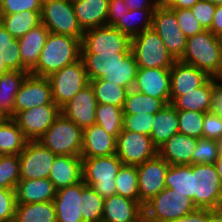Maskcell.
Listing matches in <instances>:
<instances>
[{
	"label": "cell",
	"mask_w": 222,
	"mask_h": 222,
	"mask_svg": "<svg viewBox=\"0 0 222 222\" xmlns=\"http://www.w3.org/2000/svg\"><path fill=\"white\" fill-rule=\"evenodd\" d=\"M96 106L95 93L89 83L61 108V113L83 130L95 124Z\"/></svg>",
	"instance_id": "17"
},
{
	"label": "cell",
	"mask_w": 222,
	"mask_h": 222,
	"mask_svg": "<svg viewBox=\"0 0 222 222\" xmlns=\"http://www.w3.org/2000/svg\"><path fill=\"white\" fill-rule=\"evenodd\" d=\"M214 165H215L216 171L219 175V178H220V181H221V184H222V155H219V157L215 161Z\"/></svg>",
	"instance_id": "60"
},
{
	"label": "cell",
	"mask_w": 222,
	"mask_h": 222,
	"mask_svg": "<svg viewBox=\"0 0 222 222\" xmlns=\"http://www.w3.org/2000/svg\"><path fill=\"white\" fill-rule=\"evenodd\" d=\"M192 14L204 27L205 30H209L213 21V16L216 10V5L206 1L199 0L193 7L190 8Z\"/></svg>",
	"instance_id": "51"
},
{
	"label": "cell",
	"mask_w": 222,
	"mask_h": 222,
	"mask_svg": "<svg viewBox=\"0 0 222 222\" xmlns=\"http://www.w3.org/2000/svg\"><path fill=\"white\" fill-rule=\"evenodd\" d=\"M158 149L148 135L122 130L117 138L116 155L124 165H140L154 158Z\"/></svg>",
	"instance_id": "13"
},
{
	"label": "cell",
	"mask_w": 222,
	"mask_h": 222,
	"mask_svg": "<svg viewBox=\"0 0 222 222\" xmlns=\"http://www.w3.org/2000/svg\"><path fill=\"white\" fill-rule=\"evenodd\" d=\"M81 197L83 198V222H102L104 198L93 187L81 181Z\"/></svg>",
	"instance_id": "43"
},
{
	"label": "cell",
	"mask_w": 222,
	"mask_h": 222,
	"mask_svg": "<svg viewBox=\"0 0 222 222\" xmlns=\"http://www.w3.org/2000/svg\"><path fill=\"white\" fill-rule=\"evenodd\" d=\"M203 137L216 141L222 138V118L211 111L204 116Z\"/></svg>",
	"instance_id": "52"
},
{
	"label": "cell",
	"mask_w": 222,
	"mask_h": 222,
	"mask_svg": "<svg viewBox=\"0 0 222 222\" xmlns=\"http://www.w3.org/2000/svg\"><path fill=\"white\" fill-rule=\"evenodd\" d=\"M165 105L161 99L129 89L122 111L124 115L156 114Z\"/></svg>",
	"instance_id": "36"
},
{
	"label": "cell",
	"mask_w": 222,
	"mask_h": 222,
	"mask_svg": "<svg viewBox=\"0 0 222 222\" xmlns=\"http://www.w3.org/2000/svg\"><path fill=\"white\" fill-rule=\"evenodd\" d=\"M15 222H57L53 201L16 204Z\"/></svg>",
	"instance_id": "34"
},
{
	"label": "cell",
	"mask_w": 222,
	"mask_h": 222,
	"mask_svg": "<svg viewBox=\"0 0 222 222\" xmlns=\"http://www.w3.org/2000/svg\"><path fill=\"white\" fill-rule=\"evenodd\" d=\"M8 71L10 70L6 67L4 61L0 59V76L4 73H7Z\"/></svg>",
	"instance_id": "62"
},
{
	"label": "cell",
	"mask_w": 222,
	"mask_h": 222,
	"mask_svg": "<svg viewBox=\"0 0 222 222\" xmlns=\"http://www.w3.org/2000/svg\"><path fill=\"white\" fill-rule=\"evenodd\" d=\"M19 181V154L0 155V188L15 189Z\"/></svg>",
	"instance_id": "44"
},
{
	"label": "cell",
	"mask_w": 222,
	"mask_h": 222,
	"mask_svg": "<svg viewBox=\"0 0 222 222\" xmlns=\"http://www.w3.org/2000/svg\"><path fill=\"white\" fill-rule=\"evenodd\" d=\"M219 155H222V138L218 141Z\"/></svg>",
	"instance_id": "64"
},
{
	"label": "cell",
	"mask_w": 222,
	"mask_h": 222,
	"mask_svg": "<svg viewBox=\"0 0 222 222\" xmlns=\"http://www.w3.org/2000/svg\"><path fill=\"white\" fill-rule=\"evenodd\" d=\"M16 204L15 189L0 188V222L14 220Z\"/></svg>",
	"instance_id": "50"
},
{
	"label": "cell",
	"mask_w": 222,
	"mask_h": 222,
	"mask_svg": "<svg viewBox=\"0 0 222 222\" xmlns=\"http://www.w3.org/2000/svg\"><path fill=\"white\" fill-rule=\"evenodd\" d=\"M57 222H83V198L81 181L58 189L53 200Z\"/></svg>",
	"instance_id": "20"
},
{
	"label": "cell",
	"mask_w": 222,
	"mask_h": 222,
	"mask_svg": "<svg viewBox=\"0 0 222 222\" xmlns=\"http://www.w3.org/2000/svg\"><path fill=\"white\" fill-rule=\"evenodd\" d=\"M180 61L205 71L210 77L222 75V43L210 30L188 37Z\"/></svg>",
	"instance_id": "2"
},
{
	"label": "cell",
	"mask_w": 222,
	"mask_h": 222,
	"mask_svg": "<svg viewBox=\"0 0 222 222\" xmlns=\"http://www.w3.org/2000/svg\"><path fill=\"white\" fill-rule=\"evenodd\" d=\"M83 130L62 113L37 140L56 155L81 156Z\"/></svg>",
	"instance_id": "5"
},
{
	"label": "cell",
	"mask_w": 222,
	"mask_h": 222,
	"mask_svg": "<svg viewBox=\"0 0 222 222\" xmlns=\"http://www.w3.org/2000/svg\"><path fill=\"white\" fill-rule=\"evenodd\" d=\"M116 194L140 202L138 171L135 165H122L115 177Z\"/></svg>",
	"instance_id": "41"
},
{
	"label": "cell",
	"mask_w": 222,
	"mask_h": 222,
	"mask_svg": "<svg viewBox=\"0 0 222 222\" xmlns=\"http://www.w3.org/2000/svg\"><path fill=\"white\" fill-rule=\"evenodd\" d=\"M4 119V117L0 114V120Z\"/></svg>",
	"instance_id": "66"
},
{
	"label": "cell",
	"mask_w": 222,
	"mask_h": 222,
	"mask_svg": "<svg viewBox=\"0 0 222 222\" xmlns=\"http://www.w3.org/2000/svg\"><path fill=\"white\" fill-rule=\"evenodd\" d=\"M124 114L122 108L111 104H97L95 124L108 134L118 138L123 130Z\"/></svg>",
	"instance_id": "39"
},
{
	"label": "cell",
	"mask_w": 222,
	"mask_h": 222,
	"mask_svg": "<svg viewBox=\"0 0 222 222\" xmlns=\"http://www.w3.org/2000/svg\"><path fill=\"white\" fill-rule=\"evenodd\" d=\"M175 12L178 25L185 36L191 37L203 32L205 29L192 14L191 9H172Z\"/></svg>",
	"instance_id": "48"
},
{
	"label": "cell",
	"mask_w": 222,
	"mask_h": 222,
	"mask_svg": "<svg viewBox=\"0 0 222 222\" xmlns=\"http://www.w3.org/2000/svg\"><path fill=\"white\" fill-rule=\"evenodd\" d=\"M197 140L178 132L158 149V154L170 165H192Z\"/></svg>",
	"instance_id": "23"
},
{
	"label": "cell",
	"mask_w": 222,
	"mask_h": 222,
	"mask_svg": "<svg viewBox=\"0 0 222 222\" xmlns=\"http://www.w3.org/2000/svg\"><path fill=\"white\" fill-rule=\"evenodd\" d=\"M128 54L129 53H81L88 80L100 79L106 72L116 67Z\"/></svg>",
	"instance_id": "33"
},
{
	"label": "cell",
	"mask_w": 222,
	"mask_h": 222,
	"mask_svg": "<svg viewBox=\"0 0 222 222\" xmlns=\"http://www.w3.org/2000/svg\"><path fill=\"white\" fill-rule=\"evenodd\" d=\"M131 52L138 68L170 69L176 61L153 28L131 38Z\"/></svg>",
	"instance_id": "7"
},
{
	"label": "cell",
	"mask_w": 222,
	"mask_h": 222,
	"mask_svg": "<svg viewBox=\"0 0 222 222\" xmlns=\"http://www.w3.org/2000/svg\"><path fill=\"white\" fill-rule=\"evenodd\" d=\"M179 121V133L187 136L203 137V122L205 113L189 110H177Z\"/></svg>",
	"instance_id": "45"
},
{
	"label": "cell",
	"mask_w": 222,
	"mask_h": 222,
	"mask_svg": "<svg viewBox=\"0 0 222 222\" xmlns=\"http://www.w3.org/2000/svg\"><path fill=\"white\" fill-rule=\"evenodd\" d=\"M129 10L156 9V0H123Z\"/></svg>",
	"instance_id": "56"
},
{
	"label": "cell",
	"mask_w": 222,
	"mask_h": 222,
	"mask_svg": "<svg viewBox=\"0 0 222 222\" xmlns=\"http://www.w3.org/2000/svg\"><path fill=\"white\" fill-rule=\"evenodd\" d=\"M214 5H222V0H206Z\"/></svg>",
	"instance_id": "63"
},
{
	"label": "cell",
	"mask_w": 222,
	"mask_h": 222,
	"mask_svg": "<svg viewBox=\"0 0 222 222\" xmlns=\"http://www.w3.org/2000/svg\"><path fill=\"white\" fill-rule=\"evenodd\" d=\"M154 11L155 9L129 10L113 27L133 38L144 30L152 28Z\"/></svg>",
	"instance_id": "35"
},
{
	"label": "cell",
	"mask_w": 222,
	"mask_h": 222,
	"mask_svg": "<svg viewBox=\"0 0 222 222\" xmlns=\"http://www.w3.org/2000/svg\"><path fill=\"white\" fill-rule=\"evenodd\" d=\"M43 0H1L0 14H14L23 11H41Z\"/></svg>",
	"instance_id": "49"
},
{
	"label": "cell",
	"mask_w": 222,
	"mask_h": 222,
	"mask_svg": "<svg viewBox=\"0 0 222 222\" xmlns=\"http://www.w3.org/2000/svg\"><path fill=\"white\" fill-rule=\"evenodd\" d=\"M28 74L27 71H8L0 76V114L4 118L14 117L15 97Z\"/></svg>",
	"instance_id": "30"
},
{
	"label": "cell",
	"mask_w": 222,
	"mask_h": 222,
	"mask_svg": "<svg viewBox=\"0 0 222 222\" xmlns=\"http://www.w3.org/2000/svg\"><path fill=\"white\" fill-rule=\"evenodd\" d=\"M57 189L49 178L19 181L15 187L17 204L53 201Z\"/></svg>",
	"instance_id": "27"
},
{
	"label": "cell",
	"mask_w": 222,
	"mask_h": 222,
	"mask_svg": "<svg viewBox=\"0 0 222 222\" xmlns=\"http://www.w3.org/2000/svg\"><path fill=\"white\" fill-rule=\"evenodd\" d=\"M72 4L83 31L106 25L109 0H72Z\"/></svg>",
	"instance_id": "26"
},
{
	"label": "cell",
	"mask_w": 222,
	"mask_h": 222,
	"mask_svg": "<svg viewBox=\"0 0 222 222\" xmlns=\"http://www.w3.org/2000/svg\"><path fill=\"white\" fill-rule=\"evenodd\" d=\"M27 142L13 118L0 120V155L20 154Z\"/></svg>",
	"instance_id": "32"
},
{
	"label": "cell",
	"mask_w": 222,
	"mask_h": 222,
	"mask_svg": "<svg viewBox=\"0 0 222 222\" xmlns=\"http://www.w3.org/2000/svg\"><path fill=\"white\" fill-rule=\"evenodd\" d=\"M152 28L162 39L175 60H180L186 47L187 37L180 29L175 12L169 7L157 6L152 14Z\"/></svg>",
	"instance_id": "11"
},
{
	"label": "cell",
	"mask_w": 222,
	"mask_h": 222,
	"mask_svg": "<svg viewBox=\"0 0 222 222\" xmlns=\"http://www.w3.org/2000/svg\"><path fill=\"white\" fill-rule=\"evenodd\" d=\"M133 89L153 98L161 99L166 105L171 104L170 69L138 68Z\"/></svg>",
	"instance_id": "18"
},
{
	"label": "cell",
	"mask_w": 222,
	"mask_h": 222,
	"mask_svg": "<svg viewBox=\"0 0 222 222\" xmlns=\"http://www.w3.org/2000/svg\"><path fill=\"white\" fill-rule=\"evenodd\" d=\"M40 16L49 33L72 36L82 41L84 31L78 24L72 0H43Z\"/></svg>",
	"instance_id": "8"
},
{
	"label": "cell",
	"mask_w": 222,
	"mask_h": 222,
	"mask_svg": "<svg viewBox=\"0 0 222 222\" xmlns=\"http://www.w3.org/2000/svg\"><path fill=\"white\" fill-rule=\"evenodd\" d=\"M196 209L190 197L165 187L144 205V222H174Z\"/></svg>",
	"instance_id": "3"
},
{
	"label": "cell",
	"mask_w": 222,
	"mask_h": 222,
	"mask_svg": "<svg viewBox=\"0 0 222 222\" xmlns=\"http://www.w3.org/2000/svg\"><path fill=\"white\" fill-rule=\"evenodd\" d=\"M217 81L222 85V75L217 77Z\"/></svg>",
	"instance_id": "65"
},
{
	"label": "cell",
	"mask_w": 222,
	"mask_h": 222,
	"mask_svg": "<svg viewBox=\"0 0 222 222\" xmlns=\"http://www.w3.org/2000/svg\"><path fill=\"white\" fill-rule=\"evenodd\" d=\"M128 11L129 9L123 0H109L106 25L114 26Z\"/></svg>",
	"instance_id": "53"
},
{
	"label": "cell",
	"mask_w": 222,
	"mask_h": 222,
	"mask_svg": "<svg viewBox=\"0 0 222 222\" xmlns=\"http://www.w3.org/2000/svg\"><path fill=\"white\" fill-rule=\"evenodd\" d=\"M206 222H222V208L216 210L207 209Z\"/></svg>",
	"instance_id": "59"
},
{
	"label": "cell",
	"mask_w": 222,
	"mask_h": 222,
	"mask_svg": "<svg viewBox=\"0 0 222 222\" xmlns=\"http://www.w3.org/2000/svg\"><path fill=\"white\" fill-rule=\"evenodd\" d=\"M138 65L132 52H130L116 67L106 72L101 79L114 82L119 86L133 89Z\"/></svg>",
	"instance_id": "37"
},
{
	"label": "cell",
	"mask_w": 222,
	"mask_h": 222,
	"mask_svg": "<svg viewBox=\"0 0 222 222\" xmlns=\"http://www.w3.org/2000/svg\"><path fill=\"white\" fill-rule=\"evenodd\" d=\"M47 78L51 84L52 99L60 109L89 84L82 58Z\"/></svg>",
	"instance_id": "9"
},
{
	"label": "cell",
	"mask_w": 222,
	"mask_h": 222,
	"mask_svg": "<svg viewBox=\"0 0 222 222\" xmlns=\"http://www.w3.org/2000/svg\"><path fill=\"white\" fill-rule=\"evenodd\" d=\"M48 34L49 30L41 23L18 39L22 71L30 73L36 67Z\"/></svg>",
	"instance_id": "25"
},
{
	"label": "cell",
	"mask_w": 222,
	"mask_h": 222,
	"mask_svg": "<svg viewBox=\"0 0 222 222\" xmlns=\"http://www.w3.org/2000/svg\"><path fill=\"white\" fill-rule=\"evenodd\" d=\"M41 11H23L0 14V23L15 38L20 39L31 29L41 24Z\"/></svg>",
	"instance_id": "31"
},
{
	"label": "cell",
	"mask_w": 222,
	"mask_h": 222,
	"mask_svg": "<svg viewBox=\"0 0 222 222\" xmlns=\"http://www.w3.org/2000/svg\"><path fill=\"white\" fill-rule=\"evenodd\" d=\"M155 114L124 115L123 129L150 136Z\"/></svg>",
	"instance_id": "47"
},
{
	"label": "cell",
	"mask_w": 222,
	"mask_h": 222,
	"mask_svg": "<svg viewBox=\"0 0 222 222\" xmlns=\"http://www.w3.org/2000/svg\"><path fill=\"white\" fill-rule=\"evenodd\" d=\"M169 166L159 154L137 165L140 203L143 206L165 188Z\"/></svg>",
	"instance_id": "15"
},
{
	"label": "cell",
	"mask_w": 222,
	"mask_h": 222,
	"mask_svg": "<svg viewBox=\"0 0 222 222\" xmlns=\"http://www.w3.org/2000/svg\"><path fill=\"white\" fill-rule=\"evenodd\" d=\"M218 157V141L206 137L198 138L192 164H215Z\"/></svg>",
	"instance_id": "46"
},
{
	"label": "cell",
	"mask_w": 222,
	"mask_h": 222,
	"mask_svg": "<svg viewBox=\"0 0 222 222\" xmlns=\"http://www.w3.org/2000/svg\"><path fill=\"white\" fill-rule=\"evenodd\" d=\"M117 138L101 126L93 124L83 129L81 158L102 157L116 154Z\"/></svg>",
	"instance_id": "22"
},
{
	"label": "cell",
	"mask_w": 222,
	"mask_h": 222,
	"mask_svg": "<svg viewBox=\"0 0 222 222\" xmlns=\"http://www.w3.org/2000/svg\"><path fill=\"white\" fill-rule=\"evenodd\" d=\"M122 165L116 154L82 158L83 181L104 199L111 197L116 194L115 177Z\"/></svg>",
	"instance_id": "4"
},
{
	"label": "cell",
	"mask_w": 222,
	"mask_h": 222,
	"mask_svg": "<svg viewBox=\"0 0 222 222\" xmlns=\"http://www.w3.org/2000/svg\"><path fill=\"white\" fill-rule=\"evenodd\" d=\"M131 38L113 26L87 29L81 41V53H130Z\"/></svg>",
	"instance_id": "10"
},
{
	"label": "cell",
	"mask_w": 222,
	"mask_h": 222,
	"mask_svg": "<svg viewBox=\"0 0 222 222\" xmlns=\"http://www.w3.org/2000/svg\"><path fill=\"white\" fill-rule=\"evenodd\" d=\"M214 35H222V5H216L213 21L209 29Z\"/></svg>",
	"instance_id": "57"
},
{
	"label": "cell",
	"mask_w": 222,
	"mask_h": 222,
	"mask_svg": "<svg viewBox=\"0 0 222 222\" xmlns=\"http://www.w3.org/2000/svg\"><path fill=\"white\" fill-rule=\"evenodd\" d=\"M192 165H170L165 187L192 199Z\"/></svg>",
	"instance_id": "40"
},
{
	"label": "cell",
	"mask_w": 222,
	"mask_h": 222,
	"mask_svg": "<svg viewBox=\"0 0 222 222\" xmlns=\"http://www.w3.org/2000/svg\"><path fill=\"white\" fill-rule=\"evenodd\" d=\"M192 200L197 208H222V184L214 164H192Z\"/></svg>",
	"instance_id": "6"
},
{
	"label": "cell",
	"mask_w": 222,
	"mask_h": 222,
	"mask_svg": "<svg viewBox=\"0 0 222 222\" xmlns=\"http://www.w3.org/2000/svg\"><path fill=\"white\" fill-rule=\"evenodd\" d=\"M140 202L114 194L104 200L102 222H144Z\"/></svg>",
	"instance_id": "21"
},
{
	"label": "cell",
	"mask_w": 222,
	"mask_h": 222,
	"mask_svg": "<svg viewBox=\"0 0 222 222\" xmlns=\"http://www.w3.org/2000/svg\"><path fill=\"white\" fill-rule=\"evenodd\" d=\"M214 92V77H210L202 86L190 92H182L171 105L176 110H189L206 113L211 110Z\"/></svg>",
	"instance_id": "28"
},
{
	"label": "cell",
	"mask_w": 222,
	"mask_h": 222,
	"mask_svg": "<svg viewBox=\"0 0 222 222\" xmlns=\"http://www.w3.org/2000/svg\"><path fill=\"white\" fill-rule=\"evenodd\" d=\"M49 180L57 190L82 181L81 156L56 155L49 174Z\"/></svg>",
	"instance_id": "24"
},
{
	"label": "cell",
	"mask_w": 222,
	"mask_h": 222,
	"mask_svg": "<svg viewBox=\"0 0 222 222\" xmlns=\"http://www.w3.org/2000/svg\"><path fill=\"white\" fill-rule=\"evenodd\" d=\"M206 220H207V209L197 208L188 215L176 219L174 222H206Z\"/></svg>",
	"instance_id": "55"
},
{
	"label": "cell",
	"mask_w": 222,
	"mask_h": 222,
	"mask_svg": "<svg viewBox=\"0 0 222 222\" xmlns=\"http://www.w3.org/2000/svg\"><path fill=\"white\" fill-rule=\"evenodd\" d=\"M211 112L222 118V85L214 77V92L212 96Z\"/></svg>",
	"instance_id": "54"
},
{
	"label": "cell",
	"mask_w": 222,
	"mask_h": 222,
	"mask_svg": "<svg viewBox=\"0 0 222 222\" xmlns=\"http://www.w3.org/2000/svg\"><path fill=\"white\" fill-rule=\"evenodd\" d=\"M178 132L179 121L177 110L171 104H167L155 114L150 138L154 146L159 149Z\"/></svg>",
	"instance_id": "29"
},
{
	"label": "cell",
	"mask_w": 222,
	"mask_h": 222,
	"mask_svg": "<svg viewBox=\"0 0 222 222\" xmlns=\"http://www.w3.org/2000/svg\"><path fill=\"white\" fill-rule=\"evenodd\" d=\"M210 76L197 67L176 60L170 68V98L171 103L182 92H190L202 86Z\"/></svg>",
	"instance_id": "19"
},
{
	"label": "cell",
	"mask_w": 222,
	"mask_h": 222,
	"mask_svg": "<svg viewBox=\"0 0 222 222\" xmlns=\"http://www.w3.org/2000/svg\"><path fill=\"white\" fill-rule=\"evenodd\" d=\"M52 102V91L49 79L28 74L16 94L14 116L20 111Z\"/></svg>",
	"instance_id": "16"
},
{
	"label": "cell",
	"mask_w": 222,
	"mask_h": 222,
	"mask_svg": "<svg viewBox=\"0 0 222 222\" xmlns=\"http://www.w3.org/2000/svg\"><path fill=\"white\" fill-rule=\"evenodd\" d=\"M97 104H111L123 108L128 89L100 79L90 80Z\"/></svg>",
	"instance_id": "38"
},
{
	"label": "cell",
	"mask_w": 222,
	"mask_h": 222,
	"mask_svg": "<svg viewBox=\"0 0 222 222\" xmlns=\"http://www.w3.org/2000/svg\"><path fill=\"white\" fill-rule=\"evenodd\" d=\"M60 114L61 109L53 101L50 104L20 111L13 119L28 140H38Z\"/></svg>",
	"instance_id": "14"
},
{
	"label": "cell",
	"mask_w": 222,
	"mask_h": 222,
	"mask_svg": "<svg viewBox=\"0 0 222 222\" xmlns=\"http://www.w3.org/2000/svg\"><path fill=\"white\" fill-rule=\"evenodd\" d=\"M81 58V40L72 36L49 33L36 67L29 73L49 77Z\"/></svg>",
	"instance_id": "1"
},
{
	"label": "cell",
	"mask_w": 222,
	"mask_h": 222,
	"mask_svg": "<svg viewBox=\"0 0 222 222\" xmlns=\"http://www.w3.org/2000/svg\"><path fill=\"white\" fill-rule=\"evenodd\" d=\"M0 59L10 71H22L19 41L0 23Z\"/></svg>",
	"instance_id": "42"
},
{
	"label": "cell",
	"mask_w": 222,
	"mask_h": 222,
	"mask_svg": "<svg viewBox=\"0 0 222 222\" xmlns=\"http://www.w3.org/2000/svg\"><path fill=\"white\" fill-rule=\"evenodd\" d=\"M199 0H175L170 6V9H185L193 7Z\"/></svg>",
	"instance_id": "58"
},
{
	"label": "cell",
	"mask_w": 222,
	"mask_h": 222,
	"mask_svg": "<svg viewBox=\"0 0 222 222\" xmlns=\"http://www.w3.org/2000/svg\"><path fill=\"white\" fill-rule=\"evenodd\" d=\"M56 154L37 140H28L19 154L20 181L49 178Z\"/></svg>",
	"instance_id": "12"
},
{
	"label": "cell",
	"mask_w": 222,
	"mask_h": 222,
	"mask_svg": "<svg viewBox=\"0 0 222 222\" xmlns=\"http://www.w3.org/2000/svg\"><path fill=\"white\" fill-rule=\"evenodd\" d=\"M175 0H156L157 6L169 7Z\"/></svg>",
	"instance_id": "61"
}]
</instances>
